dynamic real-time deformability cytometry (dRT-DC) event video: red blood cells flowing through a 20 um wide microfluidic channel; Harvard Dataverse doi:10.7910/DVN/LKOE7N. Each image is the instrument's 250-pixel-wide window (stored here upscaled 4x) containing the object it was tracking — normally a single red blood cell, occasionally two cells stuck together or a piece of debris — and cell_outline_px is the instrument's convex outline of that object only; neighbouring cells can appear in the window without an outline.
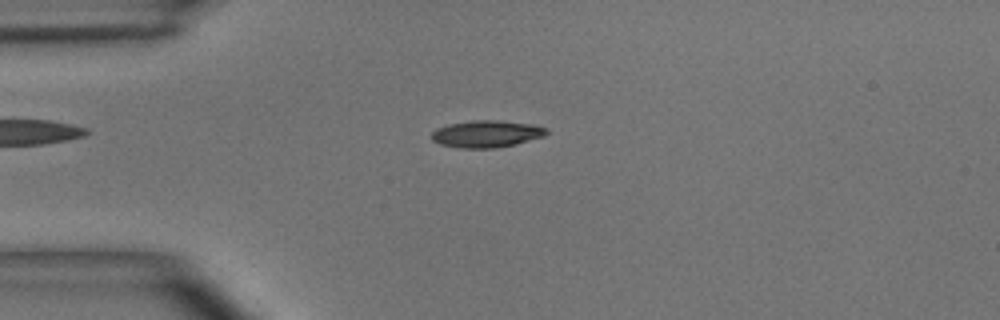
{"species": "common noctule bat (a hibernating species)", "species_latin": "Nyctalus noctula", "temperature_condition": "room temperature", "stored_images_in_passage": 3, "camera_frame_rate_fps": 3000, "um_per_image_px": 0.085, "animal": {"sex": "male", "body_mass_g": 15.6}, "frame": {"image": 1, "passage_image": 1, "time_ms": 0.0, "image_size_px": [1000, 320], "cell_outline_px": [[548, 132], [544, 136], [516, 144], [496, 148], [460, 148], [440, 144], [432, 140], [432, 132], [436, 128], [448, 124], [472, 120], [496, 120], [536, 124], [548, 128]], "centroid_in_image_um": [41.38, 11.37], "position_along_channel_um": 43.6, "area_um2": 18.26}}
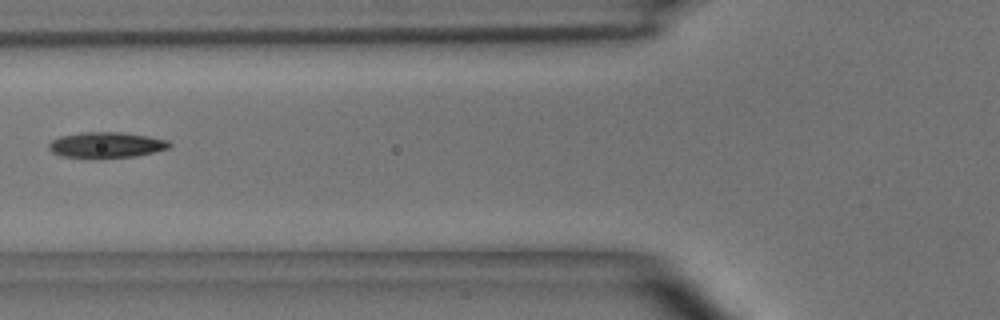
{"frame": {"image": 2, "passage_image": 3, "time_ms": 2.333, "image_size_px": [1000, 320], "cell_outline_px": [[172, 144], [168, 148], [136, 156], [64, 156], [52, 152], [48, 148], [48, 144], [52, 140], [60, 136], [84, 132], [124, 132], [148, 136], [168, 140]], "centroid_in_image_um": [9.05, 12.28], "position_along_channel_um": 116.7, "area_um2": 17.46}}